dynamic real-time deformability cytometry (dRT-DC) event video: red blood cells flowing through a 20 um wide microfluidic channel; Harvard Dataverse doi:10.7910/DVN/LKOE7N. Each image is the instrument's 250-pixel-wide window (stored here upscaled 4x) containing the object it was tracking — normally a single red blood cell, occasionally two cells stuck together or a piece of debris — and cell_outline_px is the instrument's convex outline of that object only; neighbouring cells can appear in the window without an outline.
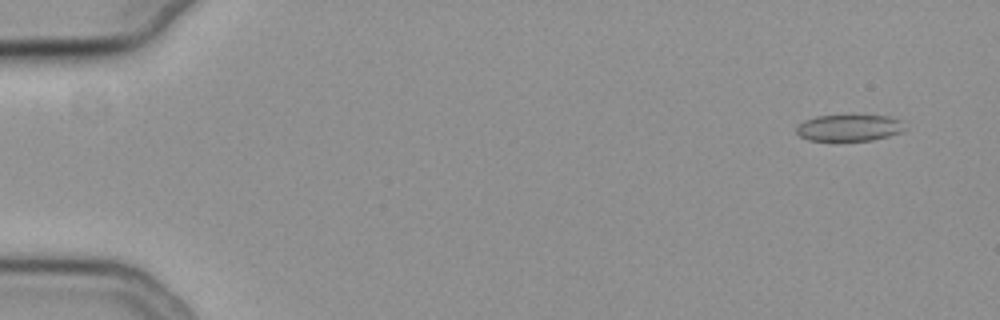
{"species": "common noctule bat (a hibernating species)", "species_latin": "Nyctalus noctula", "temperature_condition": "cold", "stored_images_in_passage": 54, "camera_frame_rate_fps": 3000, "um_per_image_px": 0.085, "animal": {"sex": "female", "body_mass_g": 19.3, "forearm_length_mm": 54.1}, "frame": {"image": 1, "passage_image": 2, "time_ms": 0.333, "image_size_px": [1000, 320], "cell_outline_px": [[908, 128], [900, 132], [888, 136], [872, 140], [808, 140], [800, 136], [796, 132], [796, 128], [804, 120], [816, 116], [848, 112], [888, 116], [900, 120]], "centroid_in_image_um": [72.2, 10.8], "position_along_channel_um": 12.8, "area_um2": 17.57}}
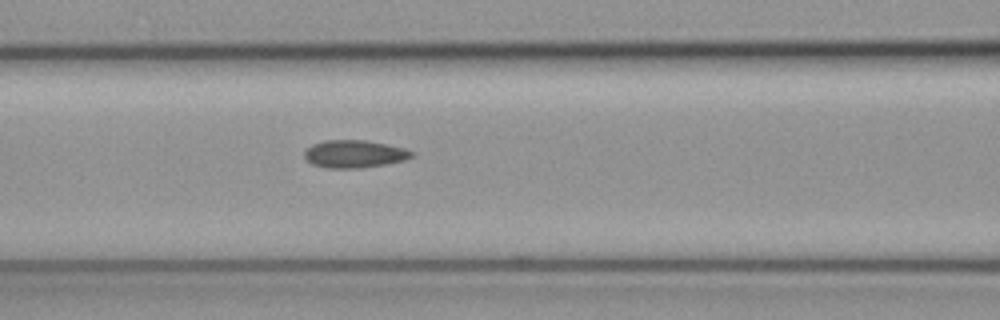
{"frame": {"image": 2, "passage_image": 23, "time_ms": 7.333, "image_size_px": [1000, 320], "cell_outline_px": [[416, 156], [404, 160], [388, 164], [360, 168], [328, 168], [312, 164], [304, 156], [304, 152], [312, 144], [324, 140], [364, 140], [404, 148], [416, 152]], "centroid_in_image_um": [30.16, 13.09], "position_along_channel_um": 136.4, "area_um2": 17.34}}
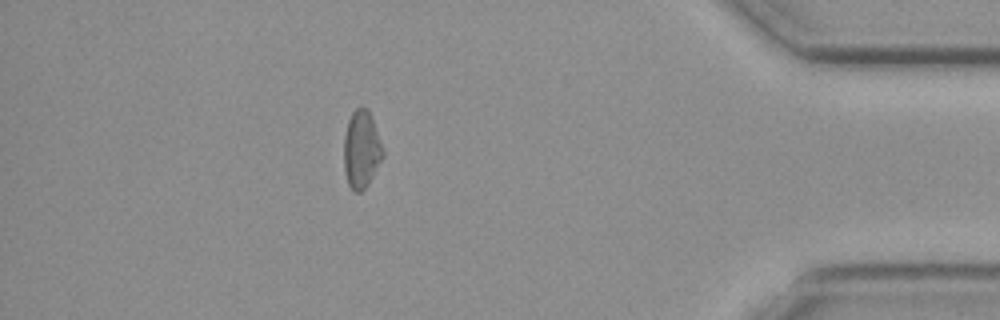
{"frame": {"image": 3, "passage_image": 48, "time_ms": 15.667, "image_size_px": [1000, 320], "cell_outline_px": [[384, 156], [368, 184], [360, 192], [356, 192], [348, 184], [344, 172], [344, 136], [348, 120], [352, 112], [356, 108], [368, 108], [372, 116], [384, 152]], "centroid_in_image_um": [30.72, 12.69], "position_along_channel_um": 404.5, "area_um2": 17.63}, "authors_computed_cell_mechanics": {"area_um2": 17.3111, "velocity_mm_per_s": 3.7429, "shape_relaxation_time_tau1_ms": 2.3863, "shape_relaxation_time_tau2_ms": 3.7985, "deformation_change_tau1": 0.0752, "deformation_change_tau2": 0.0844}}